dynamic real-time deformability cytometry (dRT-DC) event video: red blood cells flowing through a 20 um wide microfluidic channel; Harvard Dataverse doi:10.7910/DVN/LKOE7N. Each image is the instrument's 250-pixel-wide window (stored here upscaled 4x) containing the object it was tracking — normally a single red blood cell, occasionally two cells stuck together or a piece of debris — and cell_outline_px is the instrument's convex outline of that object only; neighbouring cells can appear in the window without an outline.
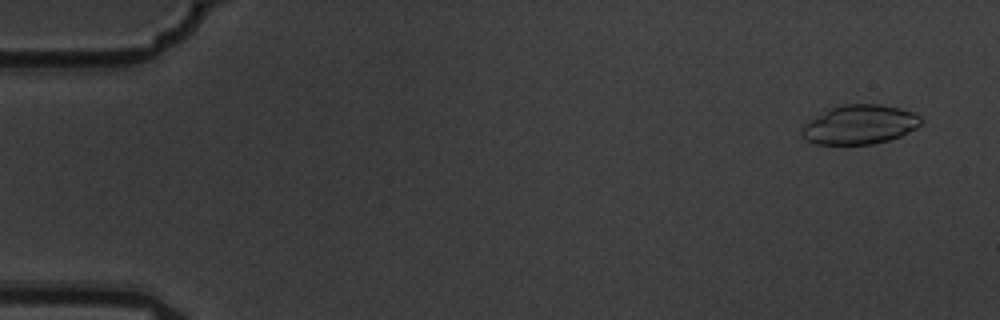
{"species": "common noctule bat (a hibernating species)", "species_latin": "Nyctalus noctula", "temperature_condition": "warm", "stored_images_in_passage": 6, "segment_of_instrument_passage": [1, 2], "camera_frame_rate_fps": 3000, "um_per_image_px": 0.085, "animal": {"sex": "male", "body_mass_g": 19.5, "forearm_length_mm": 54.6}, "frame": {"image": 1, "passage_image": 1, "time_ms": 0.0, "image_size_px": [1000, 320], "cell_outline_px": [[920, 124], [916, 128], [900, 136], [888, 140], [872, 144], [816, 144], [808, 140], [800, 132], [800, 128], [804, 124], [824, 112], [832, 108], [844, 104], [880, 104], [900, 108], [912, 112], [920, 116]], "centroid_in_image_um": [73.08, 10.59], "position_along_channel_um": 11.9, "area_um2": 26.88}}